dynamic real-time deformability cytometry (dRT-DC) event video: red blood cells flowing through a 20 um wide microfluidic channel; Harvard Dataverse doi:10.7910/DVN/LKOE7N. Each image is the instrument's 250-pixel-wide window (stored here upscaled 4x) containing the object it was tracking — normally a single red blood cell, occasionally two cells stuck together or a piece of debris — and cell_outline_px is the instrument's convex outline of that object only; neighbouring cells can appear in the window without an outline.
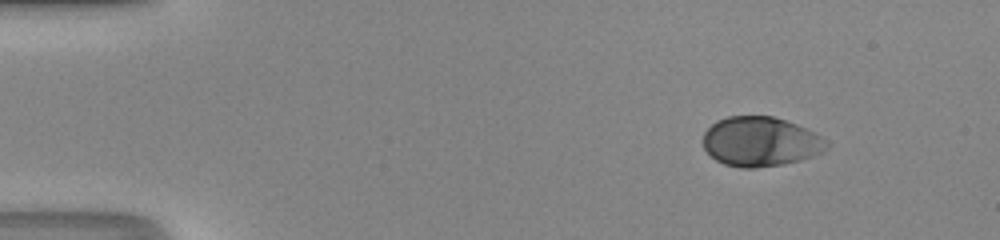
{"species": "human", "species_latin": "Homo sapiens", "temperature_condition": "room temperature", "stored_images_in_passage": 44, "camera_frame_rate_fps": 3000, "um_per_image_px": 0.085, "donor": {"sex": "male"}, "frame": {"image": 1, "passage_image": 1, "time_ms": 0.0, "image_size_px": [1000, 240], "cell_outline_px": [[828, 148], [812, 156], [800, 160], [784, 164], [756, 168], [740, 168], [724, 164], [716, 160], [704, 148], [704, 132], [716, 120], [728, 116], [772, 116], [796, 124], [828, 140]], "centroid_in_image_um": [64.63, 12.04], "position_along_channel_um": 20.4, "area_um2": 35.55}}
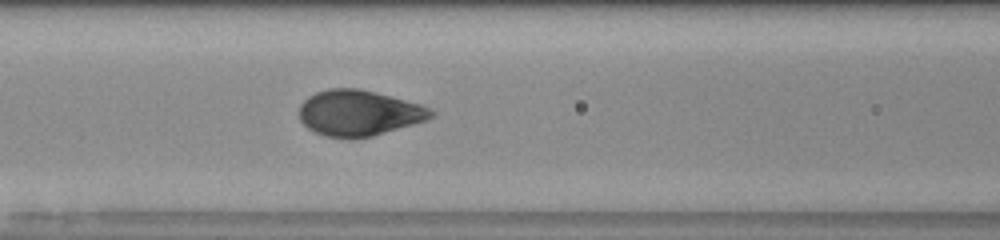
{"frame": {"image": 2, "passage_image": 17, "time_ms": 5.333, "image_size_px": [1000, 240], "cell_outline_px": [[436, 116], [428, 120], [372, 136], [352, 140], [324, 136], [308, 128], [300, 120], [300, 104], [308, 96], [316, 92], [328, 88], [356, 88], [376, 92], [392, 96], [420, 104], [436, 112]], "centroid_in_image_um": [30.52, 9.61], "position_along_channel_um": 136.1, "area_um2": 35.49}}
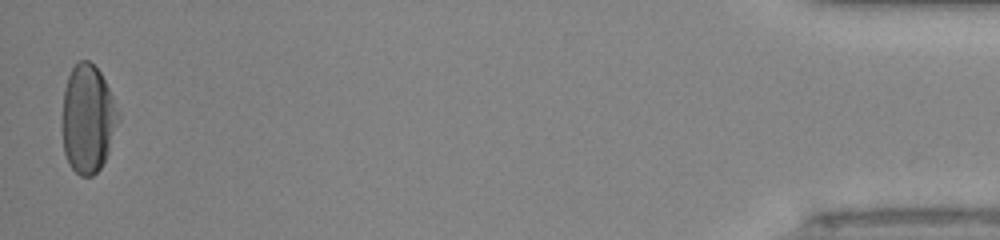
{"frame": {"image": 3, "passage_image": 44, "time_ms": 14.333, "image_size_px": [1000, 240], "cell_outline_px": [[120, 116], [108, 152], [100, 168], [92, 176], [80, 176], [68, 164], [64, 152], [64, 88], [68, 76], [72, 68], [80, 60], [88, 60], [100, 72], [120, 112]], "centroid_in_image_um": [7.48, 10.11], "position_along_channel_um": 427.7, "area_um2": 34.74}, "authors_computed_cell_mechanics": {"area_um2": 35.4603, "velocity_mm_per_s": 4.2363, "shape_relaxation_time_tau1_ms": 2.9615, "shape_relaxation_time_tau2_ms": null, "deformation_change_tau1": 0.1668, "deformation_change_tau2": null}}